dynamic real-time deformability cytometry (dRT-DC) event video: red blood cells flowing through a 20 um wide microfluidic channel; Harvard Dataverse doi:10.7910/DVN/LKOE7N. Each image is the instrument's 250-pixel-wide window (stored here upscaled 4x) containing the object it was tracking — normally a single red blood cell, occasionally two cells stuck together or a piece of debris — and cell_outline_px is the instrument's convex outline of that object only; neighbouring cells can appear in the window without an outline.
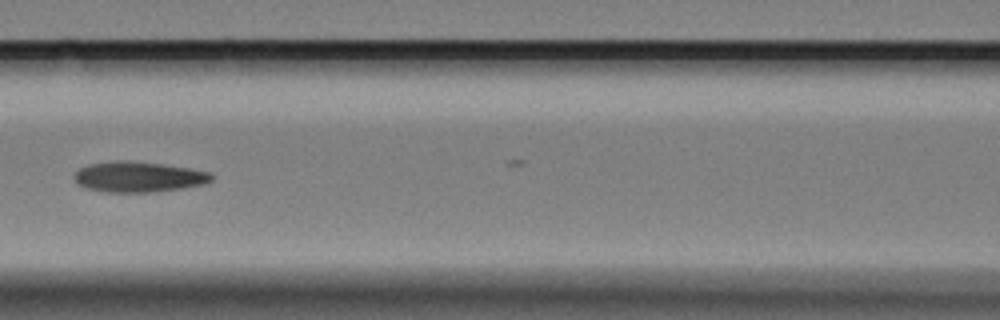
{"species": "Egyptian fruit bat (a non-hibernating species)", "species_latin": "Rousettus aegyptiacus", "temperature_condition": "cold", "stored_images_in_passage": 10, "segment_of_instrument_passage": [1, 2], "camera_frame_rate_fps": 3000, "um_per_image_px": 0.085, "animal": {"sex": "female"}, "frame": {"image": 1, "passage_image": 7, "time_ms": 7.0, "image_size_px": [1000, 320], "cell_outline_px": [[212, 180], [204, 184], [180, 188], [152, 192], [104, 192], [84, 188], [76, 184], [72, 176], [80, 168], [88, 164], [112, 160], [128, 160], [160, 164], [188, 168], [212, 172]], "centroid_in_image_um": [11.7, 15.03], "position_along_channel_um": 154.9, "area_um2": 24.57}}
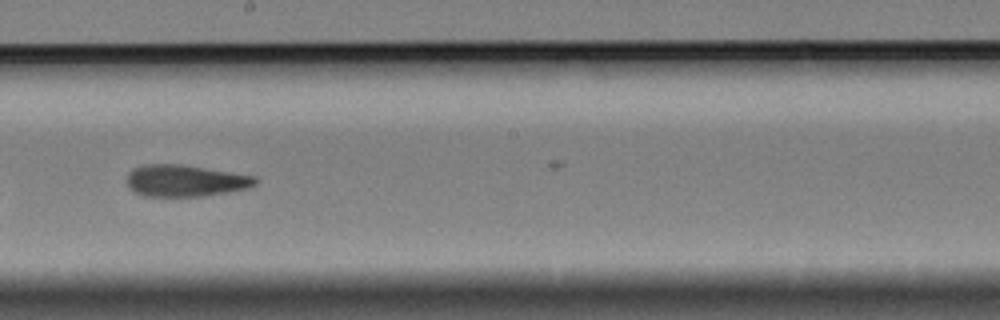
{"frame": {"image": 2, "passage_image": 9, "time_ms": 9.333, "image_size_px": [1000, 320], "cell_outline_px": [[256, 184], [248, 188], [228, 192], [204, 196], [144, 196], [128, 188], [128, 172], [132, 168], [144, 164], [180, 164], [252, 176], [256, 180]], "centroid_in_image_um": [15.69, 15.36], "position_along_channel_um": 232.5, "area_um2": 23.47}}